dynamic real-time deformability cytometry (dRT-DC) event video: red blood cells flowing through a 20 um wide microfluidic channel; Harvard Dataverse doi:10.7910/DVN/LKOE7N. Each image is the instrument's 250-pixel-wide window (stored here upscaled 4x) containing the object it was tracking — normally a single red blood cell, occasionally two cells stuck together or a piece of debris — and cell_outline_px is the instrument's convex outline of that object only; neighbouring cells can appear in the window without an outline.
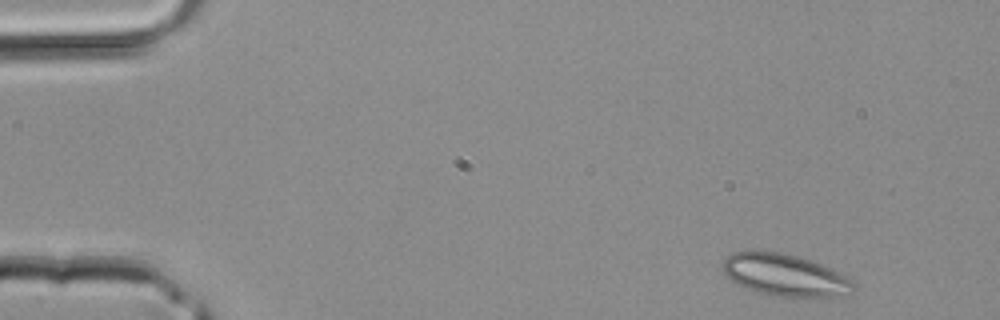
{"species": "common noctule bat (a hibernating species)", "species_latin": "Nyctalus noctula", "temperature_condition": "room temperature", "stored_images_in_passage": 37, "camera_frame_rate_fps": 3000, "um_per_image_px": 0.085, "animal": {"sex": "male", "body_mass_g": 20.4}, "frame": {"image": 1, "passage_image": 1, "time_ms": 0.0, "image_size_px": [1000, 320], "cell_outline_px": [[852, 292], [832, 296], [780, 296], [760, 292], [748, 288], [732, 280], [720, 268], [720, 264], [732, 252], [752, 248], [780, 252], [800, 256], [832, 268], [840, 272], [852, 280]], "centroid_in_image_um": [66.65, 23.31], "position_along_channel_um": 18.3, "area_um2": 32.02}}
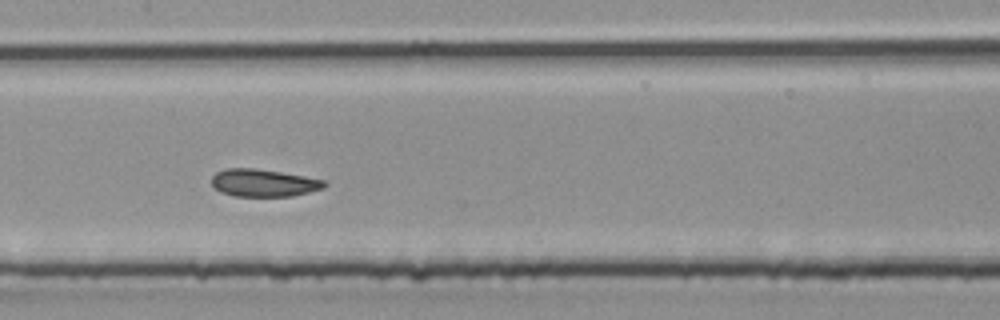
{"frame": {"image": 2, "passage_image": 17, "time_ms": 5.333, "image_size_px": [1000, 320], "cell_outline_px": [[328, 184], [324, 188], [292, 196], [232, 196], [220, 192], [212, 184], [212, 176], [216, 172], [224, 168], [256, 168], [304, 176], [324, 180]], "centroid_in_image_um": [22.39, 15.54], "position_along_channel_um": 185.0, "area_um2": 18.09}}
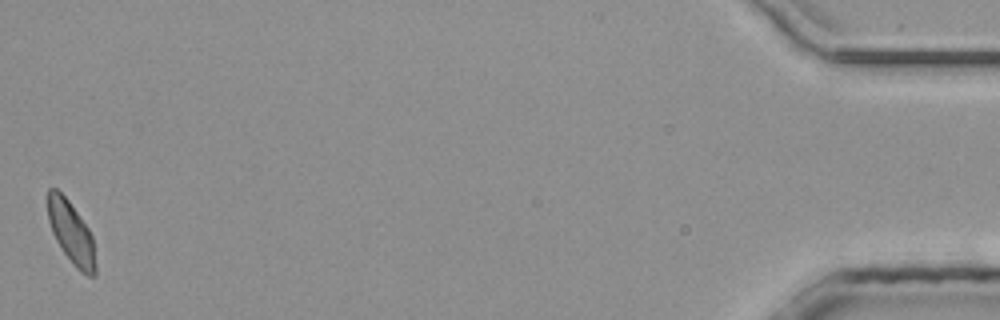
{"frame": {"image": 3, "passage_image": 37, "time_ms": 12.0, "image_size_px": [1000, 320], "cell_outline_px": [[96, 276], [88, 276], [80, 272], [76, 268], [64, 252], [56, 240], [52, 232], [48, 220], [48, 188], [56, 188], [68, 200], [88, 228], [92, 236], [96, 264]], "centroid_in_image_um": [6.06, 19.8], "position_along_channel_um": 429.1, "area_um2": 17.17}}